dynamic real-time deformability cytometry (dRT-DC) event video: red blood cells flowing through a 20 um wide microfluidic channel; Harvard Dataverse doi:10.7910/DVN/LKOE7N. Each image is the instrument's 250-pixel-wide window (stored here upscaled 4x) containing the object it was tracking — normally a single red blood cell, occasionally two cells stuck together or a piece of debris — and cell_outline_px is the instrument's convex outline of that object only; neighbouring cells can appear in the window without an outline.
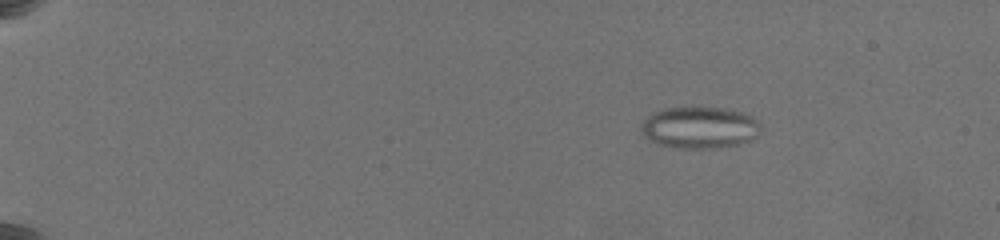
{"species": "common noctule bat (a hibernating species)", "species_latin": "Nyctalus noctula", "temperature_condition": "warm", "stored_images_in_passage": 63, "camera_frame_rate_fps": 3000, "um_per_image_px": 0.085, "animal": {"sex": "female", "body_mass_g": 19.5, "forearm_length_mm": 54.1}, "frame": {"image": 1, "passage_image": 11, "time_ms": 3.333, "image_size_px": [1000, 240], "cell_outline_px": [[756, 136], [752, 140], [740, 144], [716, 148], [684, 148], [660, 144], [648, 140], [644, 136], [644, 120], [656, 112], [664, 108], [692, 104], [724, 108], [740, 112], [756, 120]], "centroid_in_image_um": [59.44, 10.8], "position_along_channel_um": 25.6, "area_um2": 28.96}}
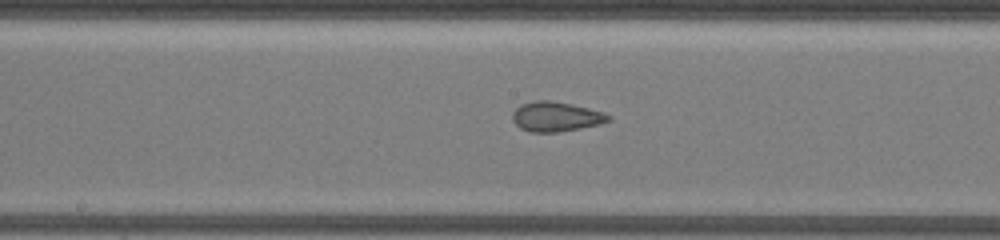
{"frame": {"image": 2, "passage_image": 37, "time_ms": 12.0, "image_size_px": [1000, 240], "cell_outline_px": [[612, 120], [580, 128], [556, 132], [528, 132], [520, 128], [512, 120], [512, 112], [520, 104], [536, 100], [548, 100], [572, 104], [604, 112], [612, 116]], "centroid_in_image_um": [47.23, 9.91], "position_along_channel_um": 201.0, "area_um2": 16.65}}
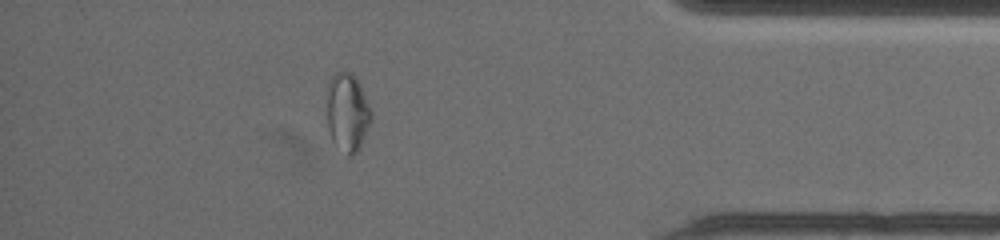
{"frame": {"image": 3, "passage_image": 57, "time_ms": 18.667, "image_size_px": [1000, 240], "cell_outline_px": [[372, 120], [356, 152], [352, 156], [348, 156], [332, 140], [328, 128], [328, 80], [336, 72], [352, 72], [360, 84], [372, 112]], "centroid_in_image_um": [29.54, 9.52], "position_along_channel_um": 405.7, "area_um2": 19.94}, "authors_computed_cell_mechanics": {"area_um2": 21.386, "velocity_mm_per_s": 3.4747, "shape_relaxation_time_tau1_ms": null, "shape_relaxation_time_tau2_ms": 1.1282, "deformation_change_tau1": null, "deformation_change_tau2": 0.0836}}